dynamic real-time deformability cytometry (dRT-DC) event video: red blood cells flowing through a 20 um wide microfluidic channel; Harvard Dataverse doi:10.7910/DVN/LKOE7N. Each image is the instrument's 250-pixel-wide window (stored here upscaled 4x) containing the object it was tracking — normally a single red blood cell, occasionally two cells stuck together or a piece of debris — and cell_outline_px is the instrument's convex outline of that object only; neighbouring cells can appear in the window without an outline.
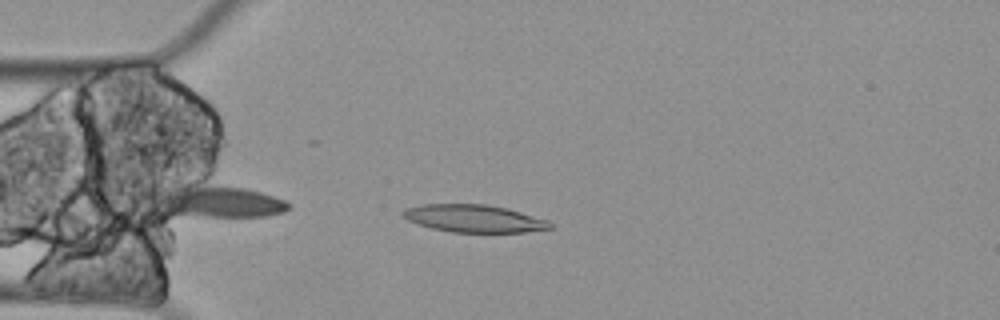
{"species": "Egyptian fruit bat (a non-hibernating species)", "species_latin": "Rousettus aegyptiacus", "temperature_condition": "cold", "stored_images_in_passage": 5, "camera_frame_rate_fps": 3000, "um_per_image_px": 0.085, "animal": {"sex": "female"}, "frame": {"image": 1, "passage_image": 4, "time_ms": 1.0, "image_size_px": [1000, 320], "cell_outline_px": [[552, 228], [524, 232], [452, 232], [432, 228], [408, 220], [400, 212], [404, 208], [420, 204], [488, 204], [508, 208], [548, 220], [552, 224]], "centroid_in_image_um": [40.29, 18.56], "position_along_channel_um": 44.7, "area_um2": 23.64}}